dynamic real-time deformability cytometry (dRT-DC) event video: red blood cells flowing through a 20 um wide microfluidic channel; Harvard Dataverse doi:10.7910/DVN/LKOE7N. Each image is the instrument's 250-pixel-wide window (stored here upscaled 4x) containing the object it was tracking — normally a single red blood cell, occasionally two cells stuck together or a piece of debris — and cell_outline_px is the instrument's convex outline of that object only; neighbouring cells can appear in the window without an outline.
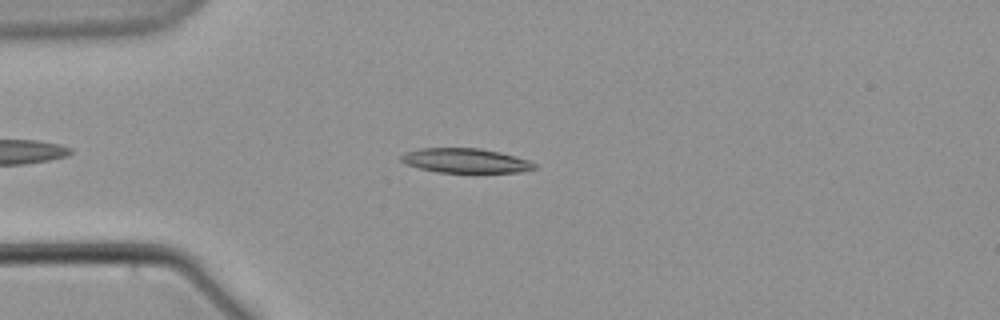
{"species": "common noctule bat (a hibernating species)", "species_latin": "Nyctalus noctula", "temperature_condition": "warm", "stored_images_in_passage": 7, "camera_frame_rate_fps": 3000, "um_per_image_px": 0.085, "animal": {"sex": "male", "body_mass_g": 21.5, "forearm_length_mm": 52.0}, "frame": {"image": 1, "passage_image": 5, "time_ms": 5.0, "image_size_px": [1000, 320], "cell_outline_px": [[536, 168], [516, 172], [436, 172], [420, 168], [408, 164], [400, 160], [400, 156], [404, 152], [420, 148], [480, 148], [500, 152], [528, 160], [536, 164]], "centroid_in_image_um": [39.53, 13.64], "position_along_channel_um": 45.5, "area_um2": 18.84}}
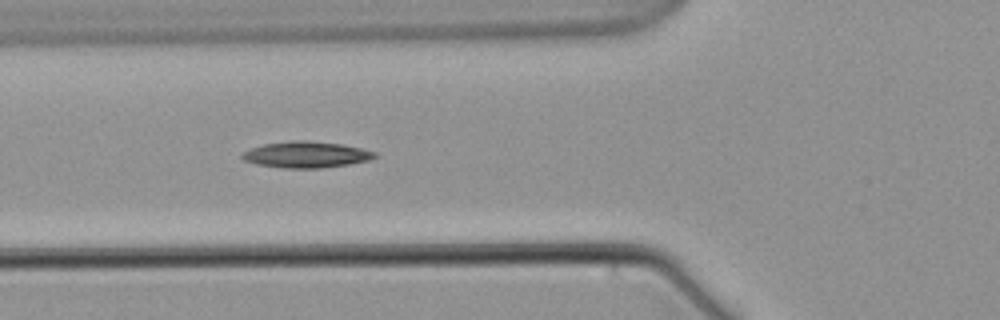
{"frame": {"image": 2, "passage_image": 7, "time_ms": 7.333, "image_size_px": [1000, 320], "cell_outline_px": [[376, 156], [368, 160], [348, 164], [320, 168], [280, 168], [256, 164], [244, 160], [240, 156], [244, 152], [252, 148], [264, 144], [292, 140], [308, 140], [340, 144], [360, 148], [376, 152]], "centroid_in_image_um": [25.99, 13.14], "position_along_channel_um": 99.8, "area_um2": 20.11}}